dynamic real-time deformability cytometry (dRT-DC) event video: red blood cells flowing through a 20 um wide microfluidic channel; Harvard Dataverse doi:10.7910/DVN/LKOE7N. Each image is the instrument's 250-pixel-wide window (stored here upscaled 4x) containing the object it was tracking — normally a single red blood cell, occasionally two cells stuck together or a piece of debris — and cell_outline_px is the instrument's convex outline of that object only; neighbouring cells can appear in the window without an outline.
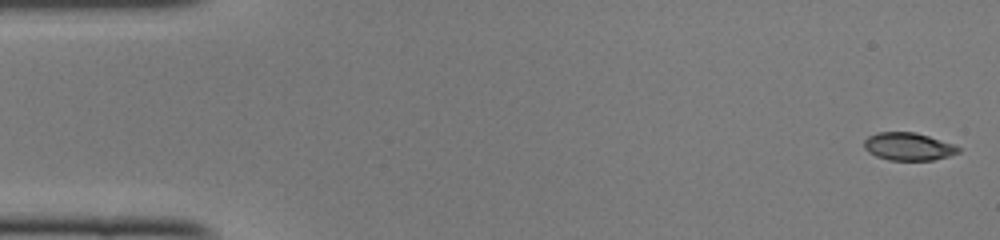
{"species": "common noctule bat (a hibernating species)", "species_latin": "Nyctalus noctula", "temperature_condition": "cold", "stored_images_in_passage": 48, "camera_frame_rate_fps": 3000, "um_per_image_px": 0.085, "animal": {"sex": "female", "body_mass_g": 22.0, "forearm_length_mm": 56.7}, "frame": {"image": 1, "passage_image": 1, "time_ms": 0.0, "image_size_px": [1000, 240], "cell_outline_px": [[960, 152], [948, 156], [932, 160], [888, 160], [876, 156], [868, 152], [864, 148], [864, 140], [868, 136], [876, 132], [916, 132], [952, 144], [960, 148]], "centroid_in_image_um": [77.17, 12.45], "position_along_channel_um": 7.8, "area_um2": 15.2}}
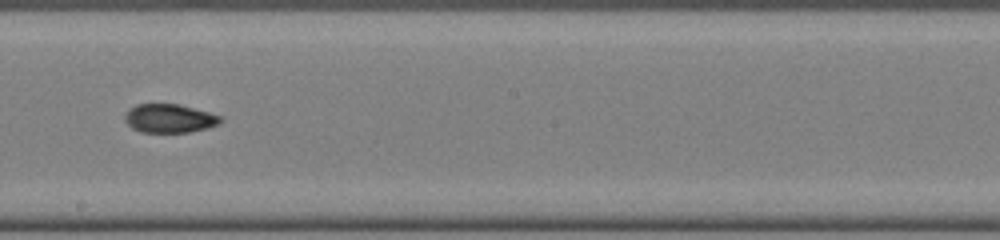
{"frame": {"image": 2, "passage_image": 27, "time_ms": 8.667, "image_size_px": [1000, 240], "cell_outline_px": [[224, 120], [220, 124], [208, 128], [188, 132], [140, 132], [132, 128], [124, 120], [124, 116], [128, 108], [136, 104], [176, 104], [224, 116]], "centroid_in_image_um": [14.41, 10.07], "position_along_channel_um": 233.8, "area_um2": 16.13}}
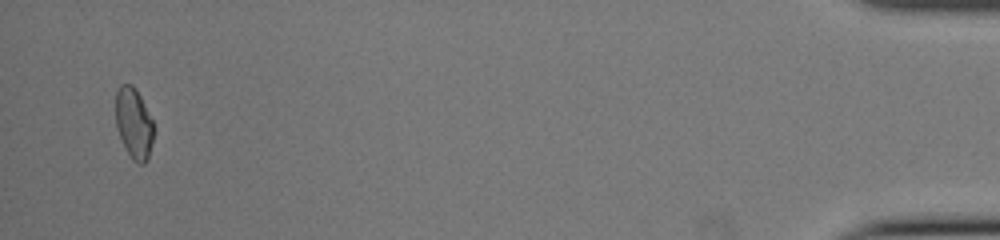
{"frame": {"image": 3, "passage_image": 47, "time_ms": 15.333, "image_size_px": [1000, 240], "cell_outline_px": [[152, 140], [148, 156], [144, 164], [140, 164], [132, 160], [120, 136], [116, 124], [116, 92], [120, 84], [132, 84], [136, 88], [152, 120]], "centroid_in_image_um": [11.36, 10.45], "position_along_channel_um": 423.8, "area_um2": 15.26}, "authors_computed_cell_mechanics": {"area_um2": 16.0973, "velocity_mm_per_s": 4.1297, "shape_relaxation_time_tau1_ms": null, "shape_relaxation_time_tau2_ms": 2.4765, "deformation_change_tau1": null, "deformation_change_tau2": 0.0677}}